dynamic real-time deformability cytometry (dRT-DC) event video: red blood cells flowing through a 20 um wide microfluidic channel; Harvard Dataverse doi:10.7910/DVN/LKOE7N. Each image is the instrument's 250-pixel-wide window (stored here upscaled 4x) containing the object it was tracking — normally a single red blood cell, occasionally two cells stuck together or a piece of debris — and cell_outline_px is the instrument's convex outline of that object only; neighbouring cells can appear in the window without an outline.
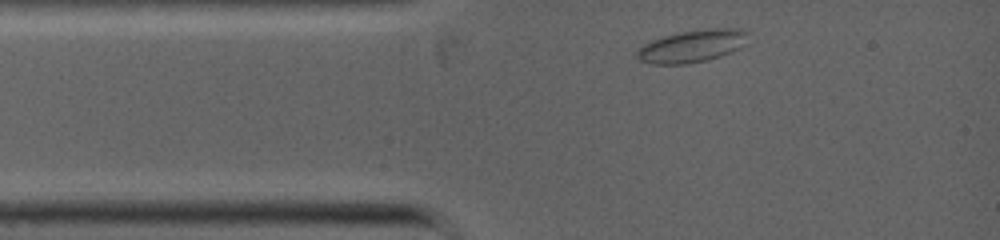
{"species": "common noctule bat (a hibernating species)", "species_latin": "Nyctalus noctula", "temperature_condition": "warm", "stored_images_in_passage": 4, "camera_frame_rate_fps": 5000, "um_per_image_px": 0.085, "animal": {"sex": "female", "body_mass_g": 19.0, "forearm_length_mm": 53.3}, "frame": {"image": 1, "passage_image": 1, "time_ms": 0.0, "image_size_px": [1000, 240], "cell_outline_px": [[748, 32], [740, 48], [720, 56], [688, 64], [652, 64], [640, 60], [636, 56], [636, 52], [644, 44], [652, 40], [664, 36], [684, 32], [708, 28], [740, 28]], "centroid_in_image_um": [58.81, 3.92], "position_along_channel_um": 26.2, "area_um2": 20.58}}
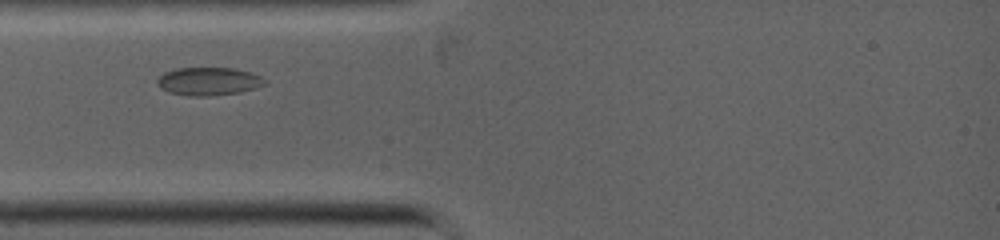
{"frame": {"image": 2, "passage_image": 3, "time_ms": 1.2, "image_size_px": [1000, 240], "cell_outline_px": [[268, 84], [256, 88], [240, 92], [208, 96], [188, 96], [168, 92], [160, 88], [156, 80], [164, 72], [176, 68], [232, 68], [252, 72], [268, 80]], "centroid_in_image_um": [17.76, 6.91], "position_along_channel_um": 67.2, "area_um2": 17.8}}